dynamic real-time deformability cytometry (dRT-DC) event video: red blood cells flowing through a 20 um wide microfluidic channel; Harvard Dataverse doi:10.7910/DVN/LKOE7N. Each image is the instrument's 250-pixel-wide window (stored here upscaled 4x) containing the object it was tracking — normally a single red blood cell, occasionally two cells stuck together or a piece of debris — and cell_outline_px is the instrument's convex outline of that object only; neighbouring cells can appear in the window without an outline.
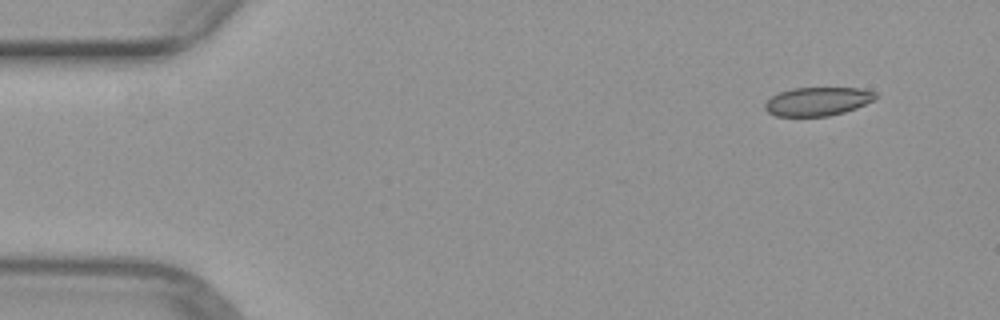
{"species": "common noctule bat (a hibernating species)", "species_latin": "Nyctalus noctula", "temperature_condition": "warm", "stored_images_in_passage": 47, "camera_frame_rate_fps": 3000, "um_per_image_px": 0.085, "animal": {"sex": "female", "body_mass_g": 29.2, "forearm_length_mm": 56.3}, "frame": {"image": 1, "passage_image": 1, "time_ms": 0.0, "image_size_px": [1000, 320], "cell_outline_px": [[876, 96], [872, 100], [856, 108], [844, 112], [828, 116], [776, 116], [768, 112], [764, 108], [764, 104], [772, 96], [780, 92], [792, 88], [860, 88], [876, 92]], "centroid_in_image_um": [69.47, 8.62], "position_along_channel_um": 15.5, "area_um2": 18.26}}
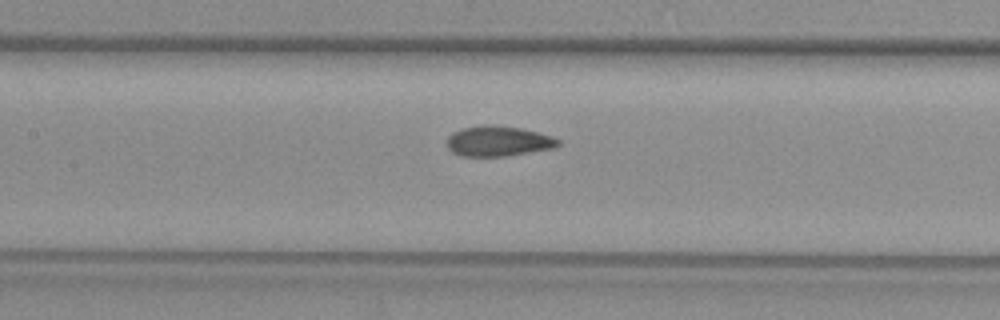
{"frame": {"image": 2, "passage_image": 20, "time_ms": 6.333, "image_size_px": [1000, 320], "cell_outline_px": [[560, 144], [552, 148], [504, 156], [460, 156], [452, 152], [448, 148], [448, 136], [452, 132], [460, 128], [480, 124], [488, 124], [520, 128], [552, 136], [560, 140]], "centroid_in_image_um": [42.3, 11.98], "position_along_channel_um": 165.1, "area_um2": 19.59}}
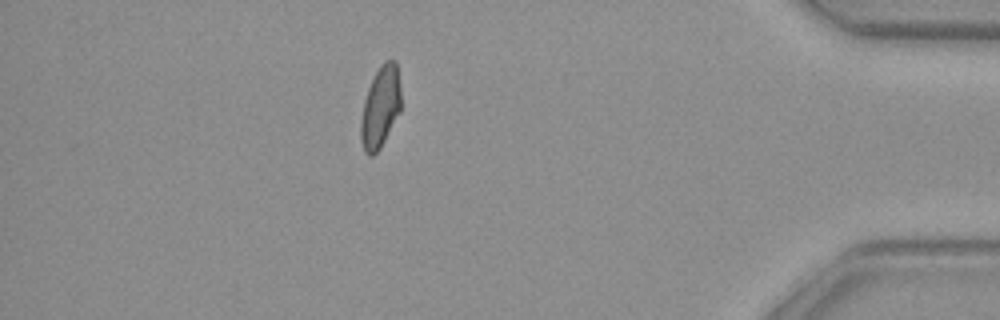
{"frame": {"image": 3, "passage_image": 41, "time_ms": 13.333, "image_size_px": [1000, 320], "cell_outline_px": [[400, 112], [380, 148], [372, 156], [368, 156], [364, 152], [360, 140], [360, 120], [364, 100], [368, 88], [380, 64], [384, 60], [396, 60], [400, 88]], "centroid_in_image_um": [32.32, 9.12], "position_along_channel_um": 402.9, "area_um2": 19.13}}